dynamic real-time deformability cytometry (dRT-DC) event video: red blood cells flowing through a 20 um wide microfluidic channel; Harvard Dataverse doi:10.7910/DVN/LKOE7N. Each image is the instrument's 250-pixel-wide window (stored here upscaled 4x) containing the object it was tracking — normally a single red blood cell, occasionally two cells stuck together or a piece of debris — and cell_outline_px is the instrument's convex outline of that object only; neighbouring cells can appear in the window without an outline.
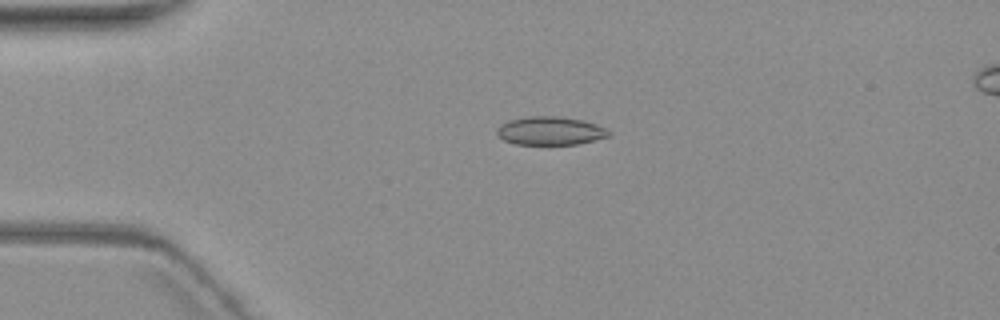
{"species": "common noctule bat (a hibernating species)", "species_latin": "Nyctalus noctula", "temperature_condition": "warm", "stored_images_in_passage": 6, "camera_frame_rate_fps": 3000, "um_per_image_px": 0.085, "animal": {"sex": "female", "body_mass_g": 19.3, "forearm_length_mm": 54.1}, "frame": {"image": 1, "passage_image": 4, "time_ms": 4.333, "image_size_px": [1000, 320], "cell_outline_px": [[612, 132], [608, 136], [576, 144], [516, 144], [504, 140], [496, 132], [496, 128], [500, 124], [508, 120], [528, 116], [556, 116], [580, 120], [596, 124]], "centroid_in_image_um": [46.72, 11.11], "position_along_channel_um": 38.3, "area_um2": 18.26}}